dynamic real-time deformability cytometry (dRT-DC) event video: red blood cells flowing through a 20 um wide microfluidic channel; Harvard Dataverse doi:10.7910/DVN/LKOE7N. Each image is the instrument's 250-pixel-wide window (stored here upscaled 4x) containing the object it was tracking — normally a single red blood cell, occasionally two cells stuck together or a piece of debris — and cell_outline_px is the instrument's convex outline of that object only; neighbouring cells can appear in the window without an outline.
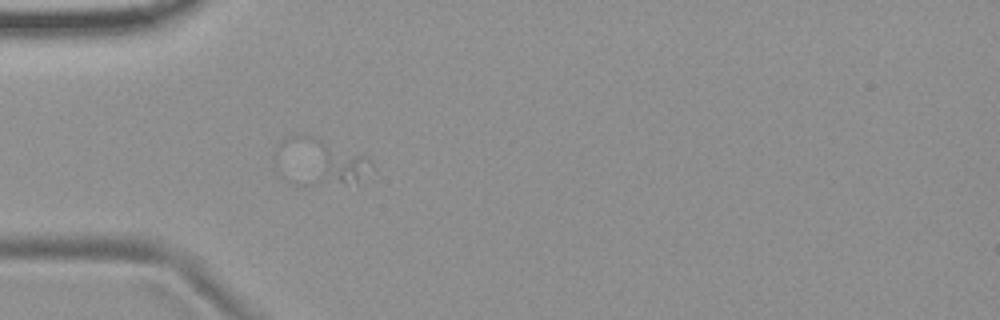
{"species": "common noctule bat (a hibernating species)", "species_latin": "Nyctalus noctula", "temperature_condition": "room temperature", "stored_images_in_passage": 21, "segment_of_instrument_passage": [2, 2], "camera_frame_rate_fps": 3000, "um_per_image_px": 0.085, "animal": {"sex": "female", "body_mass_g": 19.9}, "frame": {"image": 1, "passage_image": 18, "time_ms": 5.667, "image_size_px": [1000, 320], "cell_outline_px": [[372, 168], [368, 176], [356, 184], [292, 184], [280, 176], [328, 160], [356, 156], [368, 156], [372, 164]], "centroid_in_image_um": [28.3, 14.62], "position_along_channel_um": 56.7, "area_um2": 12.89}}